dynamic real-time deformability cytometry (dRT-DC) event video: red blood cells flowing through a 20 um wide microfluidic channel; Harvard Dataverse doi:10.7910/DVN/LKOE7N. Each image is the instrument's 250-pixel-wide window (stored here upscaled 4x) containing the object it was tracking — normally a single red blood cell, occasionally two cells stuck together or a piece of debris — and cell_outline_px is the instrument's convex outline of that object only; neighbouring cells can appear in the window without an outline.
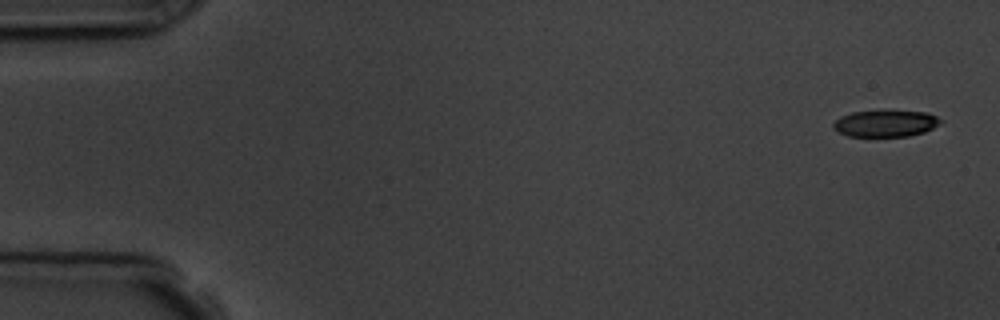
{"species": "common noctule bat (a hibernating species)", "species_latin": "Nyctalus noctula", "temperature_condition": "room temperature", "stored_images_in_passage": 10, "camera_frame_rate_fps": 3000, "um_per_image_px": 0.085, "animal": {"sex": "male", "body_mass_g": 19.5, "forearm_length_mm": 54.6}, "frame": {"image": 1, "passage_image": 1, "time_ms": 0.0, "image_size_px": [1000, 320], "cell_outline_px": [[944, 120], [940, 124], [924, 132], [908, 136], [848, 136], [832, 128], [832, 124], [840, 116], [852, 112], [888, 108], [928, 112]], "centroid_in_image_um": [75.3, 10.44], "position_along_channel_um": 9.7, "area_um2": 17.4}}
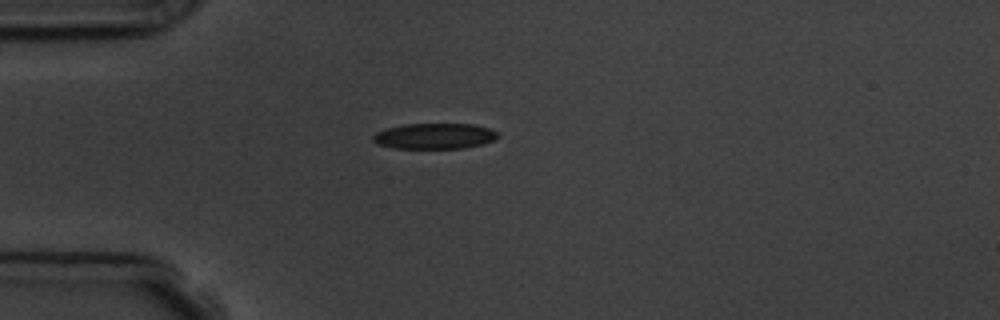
{"frame": {"image": 2, "passage_image": 4, "time_ms": 4.333, "image_size_px": [1000, 320], "cell_outline_px": [[500, 136], [484, 144], [464, 148], [396, 148], [376, 144], [372, 140], [372, 136], [376, 132], [384, 128], [404, 124], [472, 124], [492, 128]], "centroid_in_image_um": [36.92, 11.56], "position_along_channel_um": 48.1, "area_um2": 18.84}}
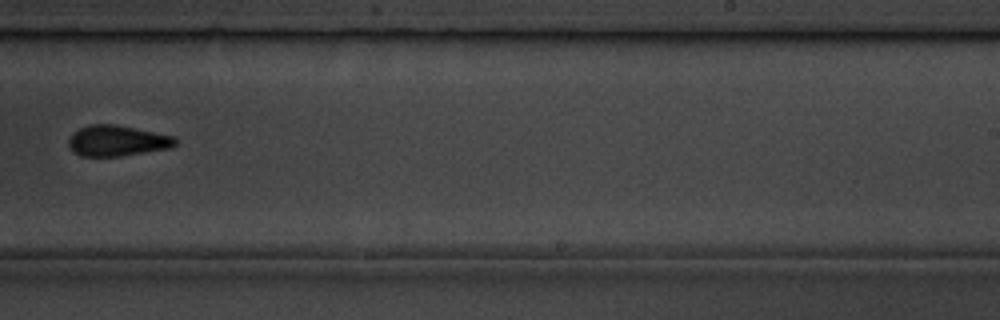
{"frame": {"image": 3, "passage_image": 10, "time_ms": 11.0, "image_size_px": [1000, 320], "cell_outline_px": [[176, 144], [172, 148], [120, 156], [80, 156], [72, 152], [68, 144], [68, 140], [72, 132], [88, 124], [116, 124], [176, 136]], "centroid_in_image_um": [9.95, 11.96], "position_along_channel_um": 279.1, "area_um2": 19.42}}